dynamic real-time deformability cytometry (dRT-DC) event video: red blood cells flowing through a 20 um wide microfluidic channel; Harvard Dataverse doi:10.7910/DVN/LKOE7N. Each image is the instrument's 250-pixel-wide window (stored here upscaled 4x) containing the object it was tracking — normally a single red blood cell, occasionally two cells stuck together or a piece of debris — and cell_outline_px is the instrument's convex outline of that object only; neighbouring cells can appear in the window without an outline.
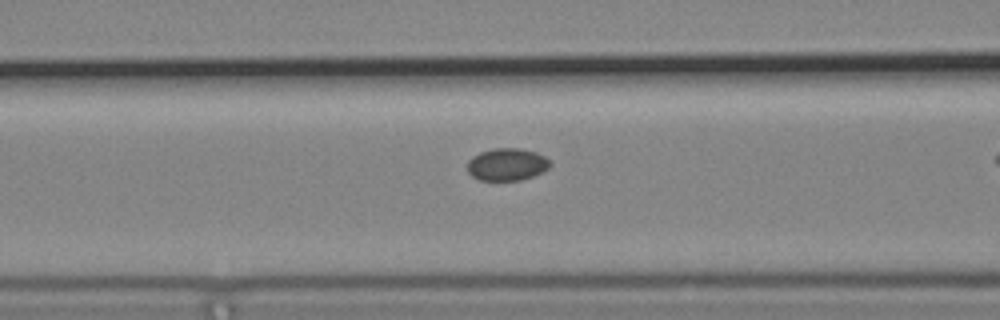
{"species": "common noctule bat (a hibernating species)", "species_latin": "Nyctalus noctula", "temperature_condition": "cold", "stored_images_in_passage": 13, "camera_frame_rate_fps": 3000, "um_per_image_px": 0.085, "animal": {"sex": "male", "body_mass_g": 19.2, "forearm_length_mm": 51.8}, "frame": {"image": 1, "passage_image": 8, "time_ms": 2.333, "image_size_px": [1000, 320], "cell_outline_px": [[552, 164], [544, 172], [520, 180], [480, 180], [472, 176], [468, 172], [468, 160], [472, 156], [480, 152], [492, 148], [520, 148], [536, 152], [544, 156]], "centroid_in_image_um": [43.09, 13.97], "position_along_channel_um": 123.5, "area_um2": 15.66}}
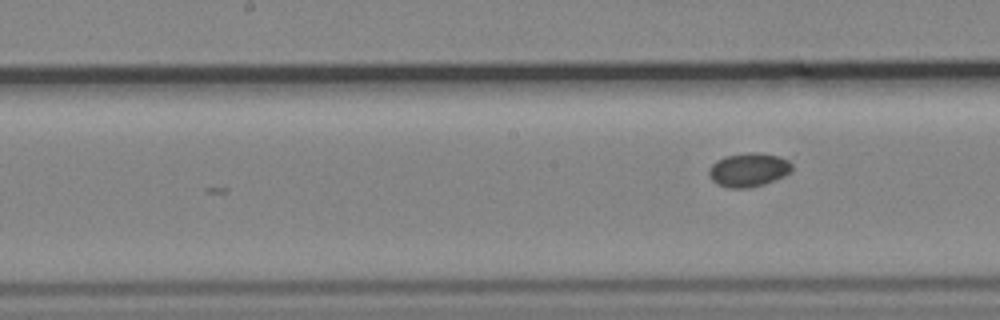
{"frame": {"image": 2, "passage_image": 13, "time_ms": 4.0, "image_size_px": [1000, 320], "cell_outline_px": [[792, 168], [784, 176], [764, 184], [748, 188], [728, 188], [716, 184], [712, 180], [708, 172], [708, 168], [716, 160], [724, 156], [748, 152], [760, 152], [776, 156], [788, 160], [792, 164]], "centroid_in_image_um": [63.59, 14.43], "position_along_channel_um": 184.6, "area_um2": 16.42}}